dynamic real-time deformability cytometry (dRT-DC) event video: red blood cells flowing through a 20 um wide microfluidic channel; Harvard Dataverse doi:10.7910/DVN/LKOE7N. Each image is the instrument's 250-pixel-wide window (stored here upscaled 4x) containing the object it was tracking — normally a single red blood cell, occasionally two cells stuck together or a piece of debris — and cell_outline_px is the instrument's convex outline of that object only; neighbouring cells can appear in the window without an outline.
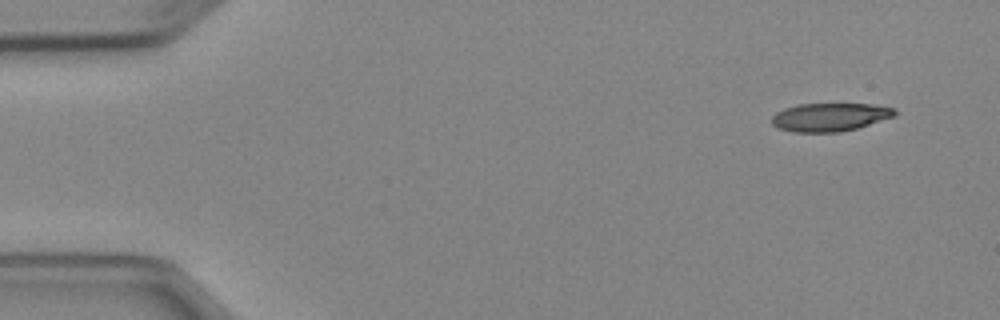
{"species": "Egyptian fruit bat (a non-hibernating species)", "species_latin": "Rousettus aegyptiacus", "temperature_condition": "cold", "stored_images_in_passage": 5, "camera_frame_rate_fps": 3000, "um_per_image_px": 0.085, "animal": {"sex": "female"}, "frame": {"image": 1, "passage_image": 1, "time_ms": 0.0, "image_size_px": [1000, 320], "cell_outline_px": [[896, 116], [856, 128], [840, 132], [792, 132], [776, 128], [772, 124], [772, 116], [776, 112], [784, 108], [800, 104], [872, 104], [896, 108]], "centroid_in_image_um": [70.53, 9.95], "position_along_channel_um": 14.5, "area_um2": 20.35}}
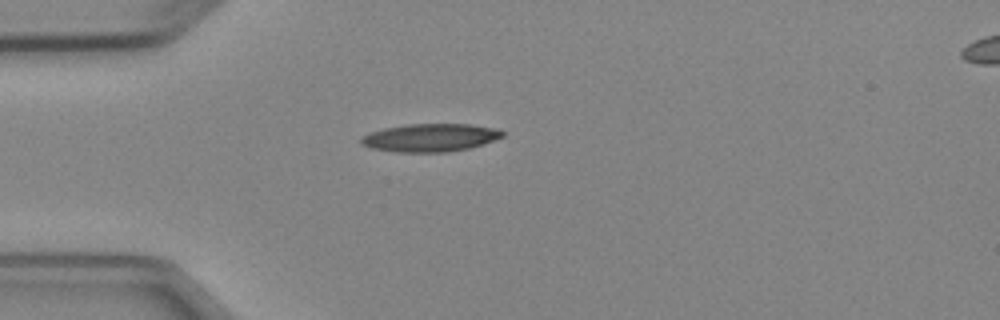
{"frame": {"image": 2, "passage_image": 4, "time_ms": 3.333, "image_size_px": [1000, 320], "cell_outline_px": [[504, 136], [484, 144], [468, 148], [448, 152], [396, 152], [372, 148], [360, 144], [360, 136], [384, 128], [408, 124], [468, 124], [496, 128], [504, 132]], "centroid_in_image_um": [36.56, 11.7], "position_along_channel_um": 48.4, "area_um2": 23.06}}